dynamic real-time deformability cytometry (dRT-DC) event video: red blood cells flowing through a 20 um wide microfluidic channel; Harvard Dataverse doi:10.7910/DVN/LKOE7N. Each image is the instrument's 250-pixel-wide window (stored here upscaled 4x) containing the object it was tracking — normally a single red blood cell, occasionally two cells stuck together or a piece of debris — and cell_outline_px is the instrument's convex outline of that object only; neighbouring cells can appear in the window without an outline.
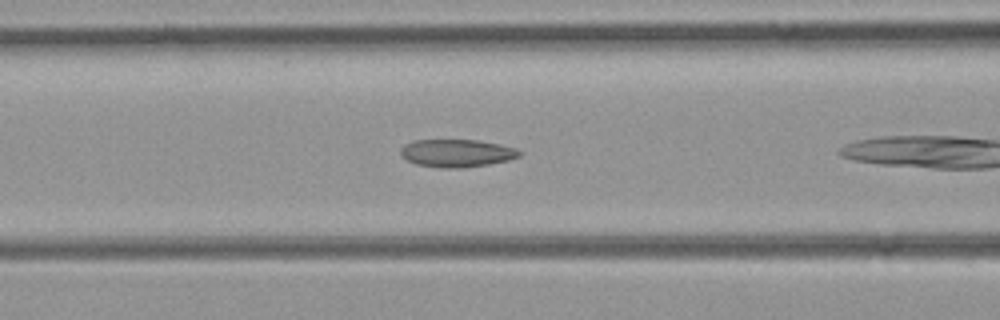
{"species": "common noctule bat (a hibernating species)", "species_latin": "Nyctalus noctula", "temperature_condition": "room temperature", "stored_images_in_passage": 10, "camera_frame_rate_fps": 3000, "um_per_image_px": 0.085, "animal": {"sex": "female", "body_mass_g": 21.9}, "frame": {"image": 1, "passage_image": 6, "time_ms": 1.667, "image_size_px": [1000, 320], "cell_outline_px": [[520, 156], [508, 160], [488, 164], [464, 168], [440, 168], [416, 164], [400, 156], [400, 148], [404, 144], [412, 140], [476, 140], [500, 144], [516, 148], [520, 152]], "centroid_in_image_um": [38.78, 13.02], "position_along_channel_um": 127.8, "area_um2": 19.31}}
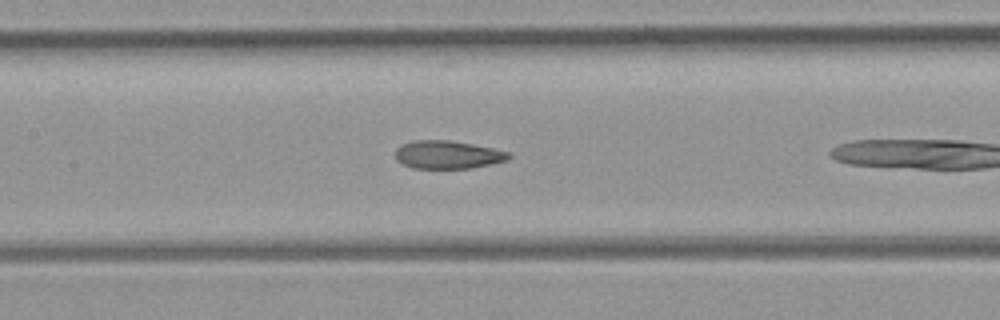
{"frame": {"image": 2, "passage_image": 9, "time_ms": 2.667, "image_size_px": [1000, 320], "cell_outline_px": [[512, 156], [508, 160], [492, 164], [472, 168], [412, 168], [400, 164], [396, 160], [396, 148], [400, 144], [412, 140], [448, 140], [472, 144], [492, 148], [508, 152]], "centroid_in_image_um": [38.02, 13.15], "position_along_channel_um": 169.4, "area_um2": 18.73}}